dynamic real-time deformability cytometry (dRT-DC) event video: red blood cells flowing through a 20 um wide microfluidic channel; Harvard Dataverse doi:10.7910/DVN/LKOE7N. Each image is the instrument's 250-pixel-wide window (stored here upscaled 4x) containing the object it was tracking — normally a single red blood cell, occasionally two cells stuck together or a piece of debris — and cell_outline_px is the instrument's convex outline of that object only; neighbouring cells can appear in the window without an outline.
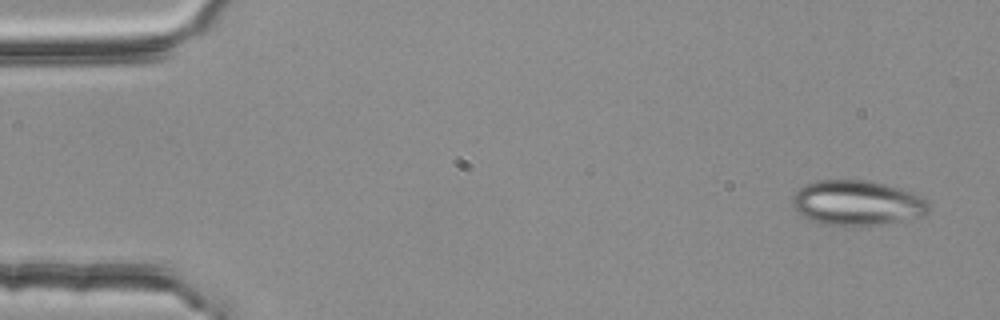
{"species": "common noctule bat (a hibernating species)", "species_latin": "Nyctalus noctula", "temperature_condition": "room temperature", "stored_images_in_passage": 4, "camera_frame_rate_fps": 3000, "um_per_image_px": 0.085, "animal": {"sex": "female", "body_mass_g": 25.1}, "frame": {"image": 1, "passage_image": 1, "time_ms": 0.0, "image_size_px": [1000, 320], "cell_outline_px": [[928, 212], [924, 216], [884, 224], [824, 224], [812, 220], [804, 216], [792, 204], [792, 196], [804, 184], [816, 180], [864, 180], [884, 184], [900, 188], [924, 196], [928, 200]], "centroid_in_image_um": [72.9, 17.22], "position_along_channel_um": 12.1, "area_um2": 35.43}}